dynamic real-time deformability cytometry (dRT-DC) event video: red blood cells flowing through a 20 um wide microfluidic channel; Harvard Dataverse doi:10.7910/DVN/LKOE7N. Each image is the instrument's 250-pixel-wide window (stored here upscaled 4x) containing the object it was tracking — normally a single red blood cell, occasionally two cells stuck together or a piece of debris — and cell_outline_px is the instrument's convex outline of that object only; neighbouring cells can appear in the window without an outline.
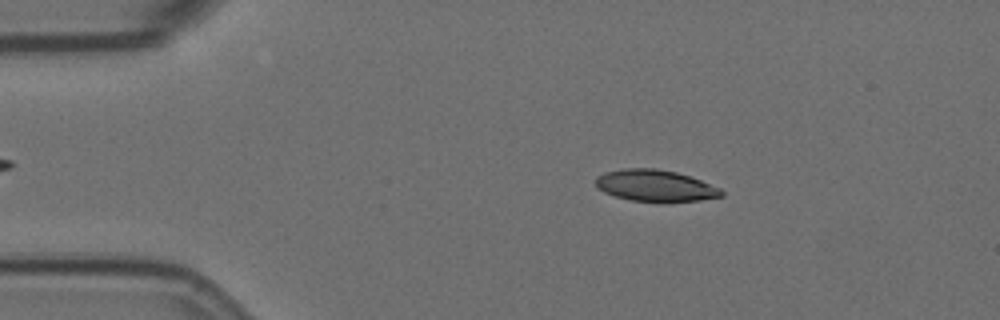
{"species": "Egyptian fruit bat (a non-hibernating species)", "species_latin": "Rousettus aegyptiacus", "temperature_condition": "room temperature", "stored_images_in_passage": 42, "camera_frame_rate_fps": 3000, "um_per_image_px": 0.085, "animal": {"sex": "female"}, "frame": {"image": 1, "passage_image": 4, "time_ms": 1.0, "image_size_px": [1000, 320], "cell_outline_px": [[724, 196], [700, 200], [632, 200], [616, 196], [604, 192], [596, 184], [596, 176], [604, 172], [624, 168], [656, 168], [676, 172], [700, 180], [720, 188], [724, 192]], "centroid_in_image_um": [55.69, 15.75], "position_along_channel_um": 29.3, "area_um2": 22.54}}
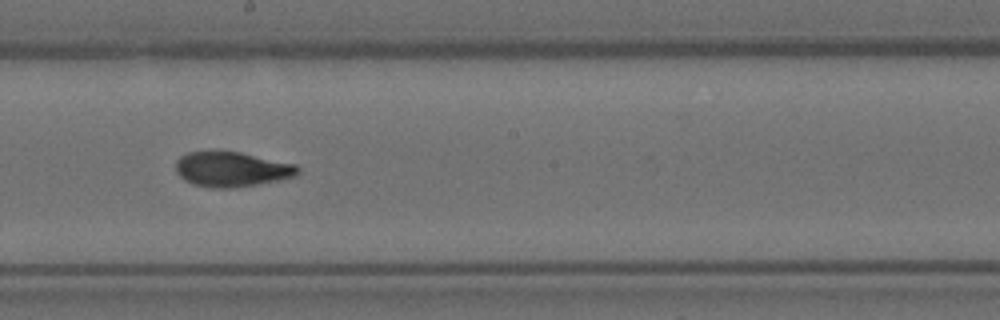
{"frame": {"image": 2, "passage_image": 25, "time_ms": 8.0, "image_size_px": [1000, 320], "cell_outline_px": [[300, 172], [296, 176], [280, 180], [232, 188], [212, 188], [192, 184], [184, 180], [176, 172], [176, 160], [180, 156], [188, 152], [240, 152], [296, 164], [300, 168]], "centroid_in_image_um": [19.71, 14.4], "position_along_channel_um": 228.5, "area_um2": 24.85}}
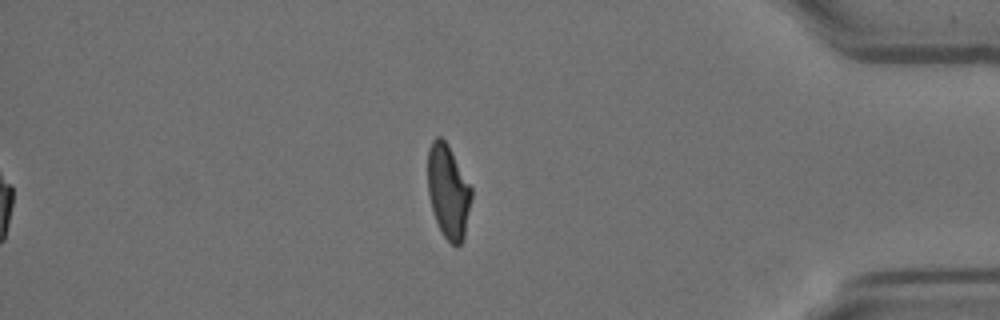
{"frame": {"image": 3, "passage_image": 42, "time_ms": 13.667, "image_size_px": [1000, 320], "cell_outline_px": [[472, 196], [464, 236], [460, 244], [456, 248], [444, 236], [436, 220], [432, 208], [428, 192], [428, 148], [432, 140], [436, 136], [440, 136], [448, 144], [472, 188]], "centroid_in_image_um": [38.1, 16.25], "position_along_channel_um": 397.1, "area_um2": 23.7}, "authors_computed_cell_mechanics": {"area_um2": 24.8251, "velocity_mm_per_s": 3.594, "shape_relaxation_time_tau1_ms": null, "shape_relaxation_time_tau2_ms": 2.1224, "deformation_change_tau1": null, "deformation_change_tau2": 0.0731}}